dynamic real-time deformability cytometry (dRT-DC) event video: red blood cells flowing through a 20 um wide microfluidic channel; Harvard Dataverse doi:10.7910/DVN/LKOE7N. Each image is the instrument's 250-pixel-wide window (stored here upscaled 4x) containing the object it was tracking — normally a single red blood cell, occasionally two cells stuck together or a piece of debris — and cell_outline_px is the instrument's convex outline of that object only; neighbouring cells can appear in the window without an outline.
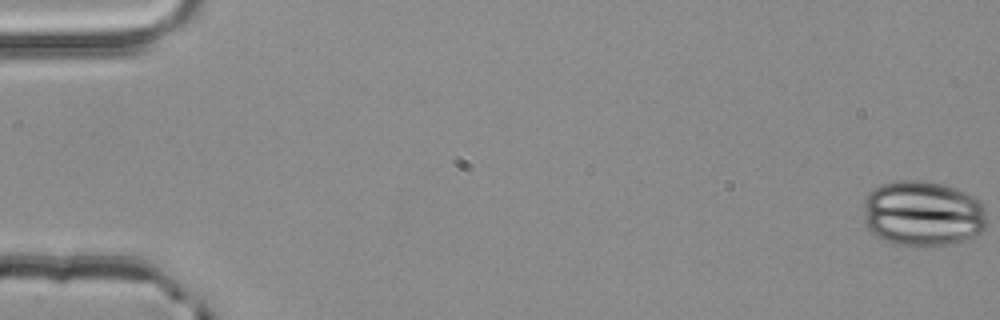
{"species": "common noctule bat (a hibernating species)", "species_latin": "Nyctalus noctula", "temperature_condition": "room temperature", "stored_images_in_passage": 55, "segment_of_instrument_passage": [1, 2], "camera_frame_rate_fps": 3000, "um_per_image_px": 0.085, "animal": {"sex": "male", "body_mass_g": 20.4}, "frame": {"image": 1, "passage_image": 1, "time_ms": 0.0, "image_size_px": [1000, 320], "cell_outline_px": [[984, 228], [980, 236], [948, 244], [900, 244], [884, 240], [876, 236], [864, 224], [864, 200], [868, 192], [880, 184], [896, 180], [920, 180], [940, 184], [976, 196], [984, 204]], "centroid_in_image_um": [78.42, 18.12], "position_along_channel_um": 6.6, "area_um2": 46.99}}
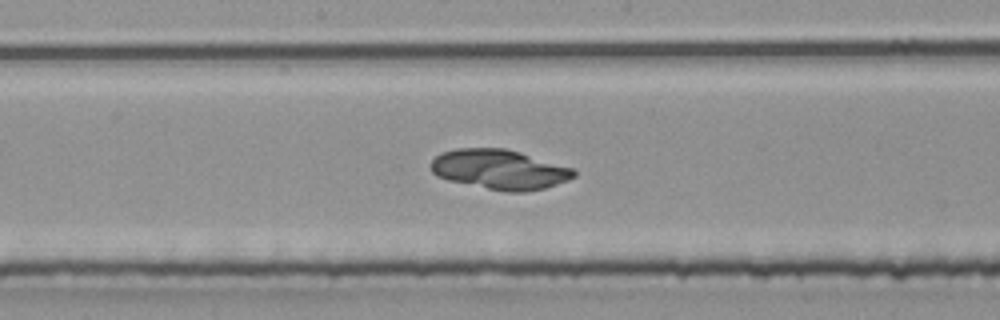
{"frame": {"image": 2, "passage_image": 29, "time_ms": 9.333, "image_size_px": [1000, 320], "cell_outline_px": [[576, 176], [568, 180], [544, 188], [524, 192], [508, 192], [448, 180], [436, 176], [432, 172], [432, 160], [436, 156], [444, 152], [456, 148], [504, 148], [520, 152], [572, 168], [576, 172]], "centroid_in_image_um": [42.47, 14.4], "position_along_channel_um": 205.7, "area_um2": 32.77}}
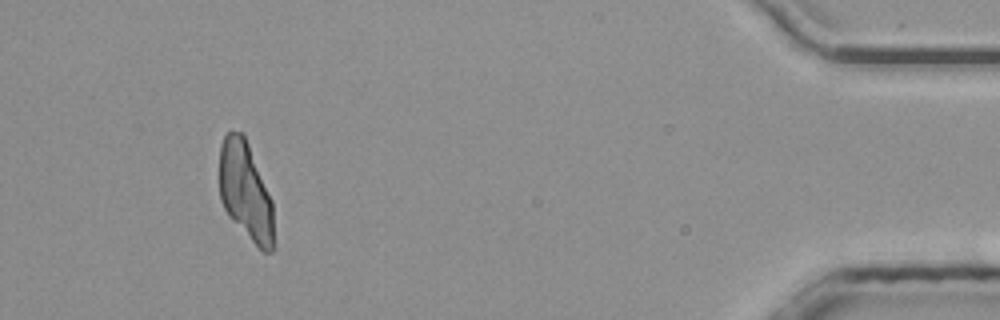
{"frame": {"image": 3, "passage_image": 50, "time_ms": 16.333, "image_size_px": [1000, 320], "cell_outline_px": [[272, 252], [264, 252], [228, 216], [220, 200], [220, 144], [224, 136], [228, 132], [240, 132], [244, 136], [248, 144], [272, 200]], "centroid_in_image_um": [20.84, 16.23], "position_along_channel_um": 414.4, "area_um2": 30.35}}